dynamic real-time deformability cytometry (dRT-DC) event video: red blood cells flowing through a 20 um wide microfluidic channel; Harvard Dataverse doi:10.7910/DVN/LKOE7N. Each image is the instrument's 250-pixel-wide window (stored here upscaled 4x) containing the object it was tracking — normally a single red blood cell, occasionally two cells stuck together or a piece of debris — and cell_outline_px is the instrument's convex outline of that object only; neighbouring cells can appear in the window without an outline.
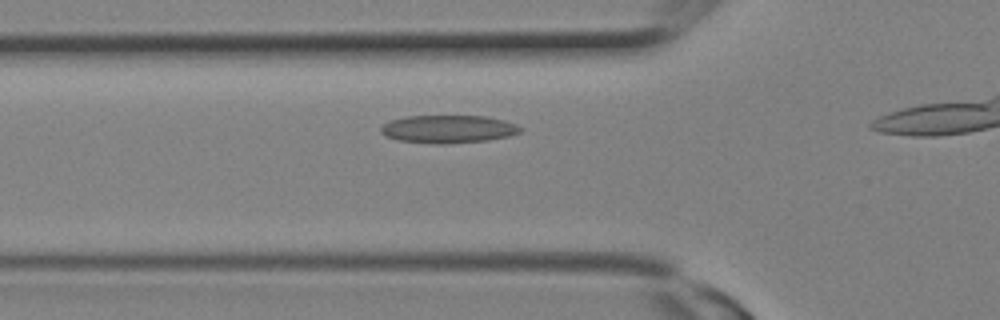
{"species": "Egyptian fruit bat (a non-hibernating species)", "species_latin": "Rousettus aegyptiacus", "temperature_condition": "room temperature", "stored_images_in_passage": 10, "segment_of_instrument_passage": [1, 2], "camera_frame_rate_fps": 3000, "um_per_image_px": 0.085, "animal": {"sex": "female"}, "frame": {"image": 1, "passage_image": 7, "time_ms": 2.0, "image_size_px": [1000, 320], "cell_outline_px": [[524, 128], [520, 132], [508, 136], [488, 140], [444, 144], [432, 144], [396, 140], [384, 136], [380, 132], [380, 128], [384, 124], [392, 120], [408, 116], [484, 116], [504, 120], [516, 124]], "centroid_in_image_um": [38.09, 10.98], "position_along_channel_um": 87.7, "area_um2": 22.77}}
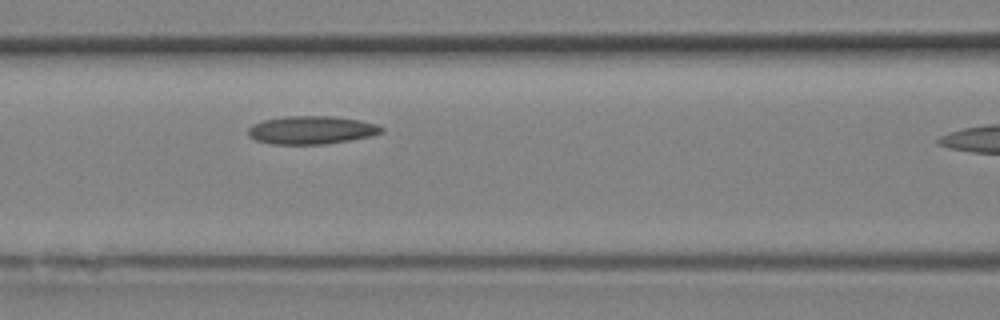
{"frame": {"image": 2, "passage_image": 9, "time_ms": 2.667, "image_size_px": [1000, 320], "cell_outline_px": [[384, 132], [372, 136], [324, 144], [272, 144], [256, 140], [248, 136], [248, 128], [252, 124], [264, 120], [284, 116], [332, 116], [360, 120], [376, 124], [384, 128]], "centroid_in_image_um": [26.47, 11.05], "position_along_channel_um": 140.1, "area_um2": 21.91}}